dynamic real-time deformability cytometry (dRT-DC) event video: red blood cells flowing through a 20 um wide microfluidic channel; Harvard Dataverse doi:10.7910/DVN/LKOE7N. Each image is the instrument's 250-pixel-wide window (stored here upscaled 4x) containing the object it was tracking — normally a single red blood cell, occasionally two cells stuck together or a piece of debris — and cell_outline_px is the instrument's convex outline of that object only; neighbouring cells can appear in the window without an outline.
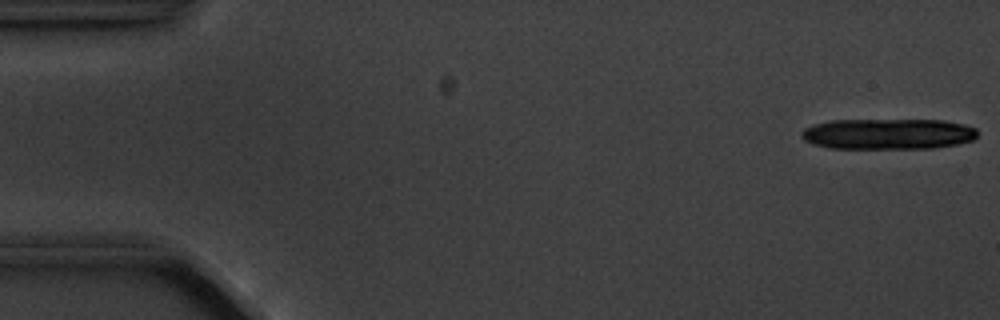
{"species": "common noctule bat (a hibernating species)", "species_latin": "Nyctalus noctula", "temperature_condition": "cold", "stored_images_in_passage": 6, "camera_frame_rate_fps": 3000, "um_per_image_px": 0.085, "animal": {"sex": "male", "body_mass_g": 20.1, "forearm_length_mm": 53.5}, "frame": {"image": 1, "passage_image": 1, "time_ms": 0.0, "image_size_px": [1000, 320], "cell_outline_px": [[976, 136], [972, 140], [956, 144], [932, 148], [828, 148], [812, 144], [804, 140], [800, 136], [804, 128], [812, 124], [832, 120], [944, 120], [964, 124], [976, 128]], "centroid_in_image_um": [75.44, 11.38], "position_along_channel_um": 9.6, "area_um2": 31.62}}